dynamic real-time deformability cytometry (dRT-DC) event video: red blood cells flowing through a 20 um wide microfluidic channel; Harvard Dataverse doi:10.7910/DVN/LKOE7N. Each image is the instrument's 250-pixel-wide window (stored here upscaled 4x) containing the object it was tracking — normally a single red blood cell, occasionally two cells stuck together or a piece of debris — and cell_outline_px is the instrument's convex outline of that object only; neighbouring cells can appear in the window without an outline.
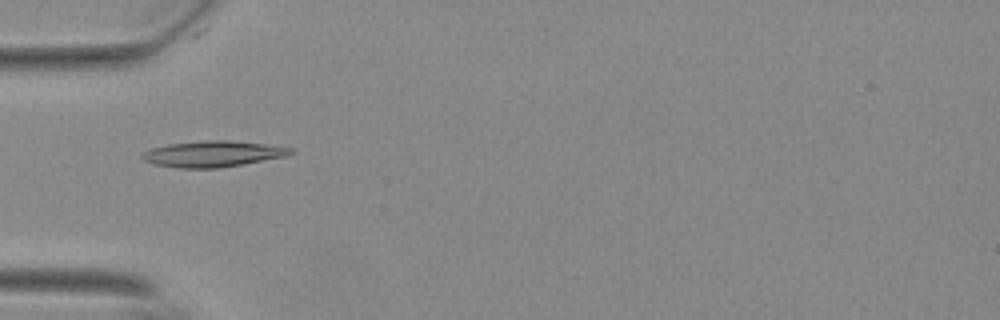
{"species": "Egyptian fruit bat (a non-hibernating species)", "species_latin": "Rousettus aegyptiacus", "temperature_condition": "warm", "stored_images_in_passage": 37, "camera_frame_rate_fps": 3000, "um_per_image_px": 0.085, "animal": {"sex": "female"}, "frame": {"image": 1, "passage_image": 2, "time_ms": 0.333, "image_size_px": [1000, 320], "cell_outline_px": [[296, 152], [284, 156], [244, 164], [220, 168], [176, 168], [156, 164], [144, 160], [140, 156], [144, 152], [152, 148], [168, 144], [204, 140], [228, 140], [264, 144], [292, 148]], "centroid_in_image_um": [18.09, 13.08], "position_along_channel_um": 66.9, "area_um2": 22.37}}
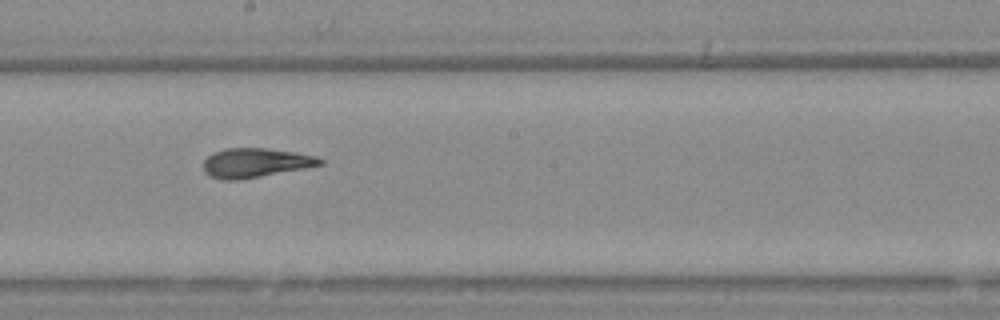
{"frame": {"image": 2, "passage_image": 15, "time_ms": 4.667, "image_size_px": [1000, 320], "cell_outline_px": [[324, 164], [304, 168], [240, 180], [224, 180], [208, 176], [204, 172], [204, 160], [212, 152], [224, 148], [264, 148], [296, 152], [316, 156], [324, 160]], "centroid_in_image_um": [21.69, 13.83], "position_along_channel_um": 226.5, "area_um2": 20.0}}
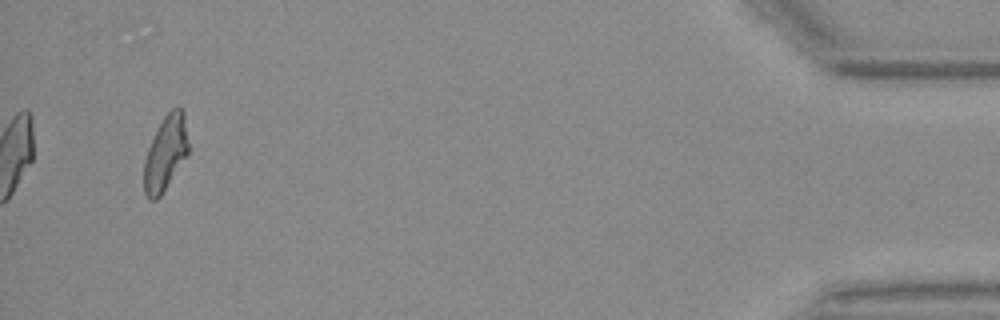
{"frame": {"image": 3, "passage_image": 37, "time_ms": 12.0, "image_size_px": [1000, 320], "cell_outline_px": [[188, 156], [160, 196], [156, 200], [148, 200], [144, 192], [144, 160], [148, 148], [164, 116], [176, 104], [180, 104], [184, 108], [188, 144]], "centroid_in_image_um": [14.09, 12.99], "position_along_channel_um": 421.1, "area_um2": 19.59}, "authors_computed_cell_mechanics": {"area_um2": 19.9988, "velocity_mm_per_s": 3.7003, "shape_relaxation_time_tau1_ms": null, "shape_relaxation_time_tau2_ms": 2.1119, "deformation_change_tau1": null, "deformation_change_tau2": 0.0951}}